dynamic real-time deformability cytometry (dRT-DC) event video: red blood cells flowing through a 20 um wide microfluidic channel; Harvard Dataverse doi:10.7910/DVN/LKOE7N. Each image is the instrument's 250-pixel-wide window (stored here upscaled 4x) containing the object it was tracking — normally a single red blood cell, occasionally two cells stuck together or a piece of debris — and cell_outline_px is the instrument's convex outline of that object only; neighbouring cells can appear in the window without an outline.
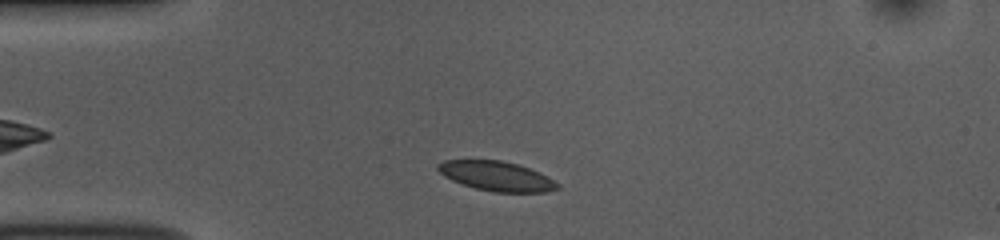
{"species": "common noctule bat (a hibernating species)", "species_latin": "Nyctalus noctula", "temperature_condition": "room temperature", "stored_images_in_passage": 44, "camera_frame_rate_fps": 3000, "um_per_image_px": 0.085, "animal": {"sex": "female", "body_mass_g": 10.0, "forearm_length_mm": 53.1}, "frame": {"image": 1, "passage_image": 4, "time_ms": 1.0, "image_size_px": [1000, 240], "cell_outline_px": [[560, 188], [548, 192], [496, 192], [476, 188], [452, 180], [444, 176], [436, 168], [436, 164], [444, 160], [500, 160], [516, 164], [540, 172], [560, 184]], "centroid_in_image_um": [42.22, 14.97], "position_along_channel_um": 42.8, "area_um2": 20.52}}
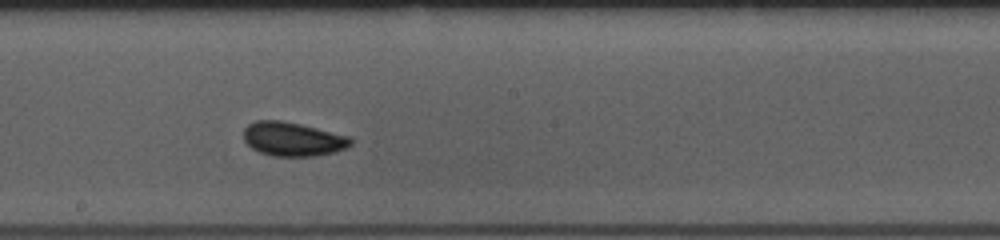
{"frame": {"image": 2, "passage_image": 20, "time_ms": 6.333, "image_size_px": [1000, 240], "cell_outline_px": [[352, 144], [348, 148], [336, 152], [316, 156], [272, 156], [260, 152], [252, 148], [244, 140], [244, 128], [248, 124], [256, 120], [280, 120], [300, 124], [348, 136], [352, 140]], "centroid_in_image_um": [24.89, 11.83], "position_along_channel_um": 223.3, "area_um2": 21.21}}
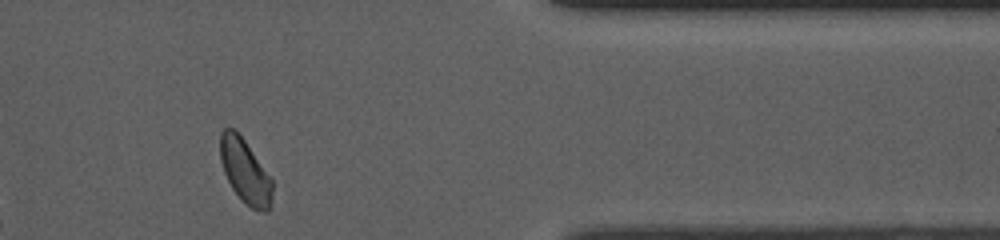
{"frame": {"image": 3, "passage_image": 35, "time_ms": 11.333, "image_size_px": [1000, 240], "cell_outline_px": [[272, 208], [268, 212], [264, 212], [252, 208], [244, 204], [232, 188], [224, 172], [220, 160], [220, 132], [224, 128], [232, 128], [244, 140], [272, 180]], "centroid_in_image_um": [20.83, 14.6], "position_along_channel_um": 390.6, "area_um2": 19.36}, "authors_computed_cell_mechanics": {"area_um2": 20.1433, "velocity_mm_per_s": 3.7848, "shape_relaxation_time_tau1_ms": null, "shape_relaxation_time_tau2_ms": 1.815, "deformation_change_tau1": null, "deformation_change_tau2": 0.0603}}